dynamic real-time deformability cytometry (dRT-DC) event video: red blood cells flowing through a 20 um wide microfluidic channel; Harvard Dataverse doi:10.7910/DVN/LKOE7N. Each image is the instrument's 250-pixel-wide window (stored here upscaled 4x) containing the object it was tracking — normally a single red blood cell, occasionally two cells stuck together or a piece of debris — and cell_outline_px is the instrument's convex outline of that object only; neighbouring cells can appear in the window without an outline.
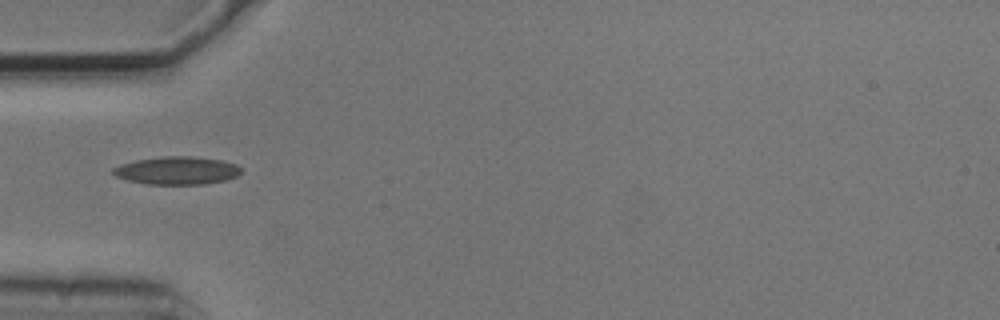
{"species": "common noctule bat (a hibernating species)", "species_latin": "Nyctalus noctula", "temperature_condition": "cold", "stored_images_in_passage": 38, "camera_frame_rate_fps": 3000, "um_per_image_px": 0.085, "animal": {"sex": "male", "body_mass_g": 20.5, "forearm_length_mm": 52.5}, "frame": {"image": 1, "passage_image": 1, "time_ms": 0.0, "image_size_px": [1000, 320], "cell_outline_px": [[244, 172], [236, 176], [224, 180], [204, 184], [148, 184], [128, 180], [116, 176], [112, 172], [112, 168], [120, 164], [136, 160], [160, 156], [188, 156], [220, 160], [236, 164], [244, 168]], "centroid_in_image_um": [15.06, 14.49], "position_along_channel_um": 69.9, "area_um2": 20.87}}
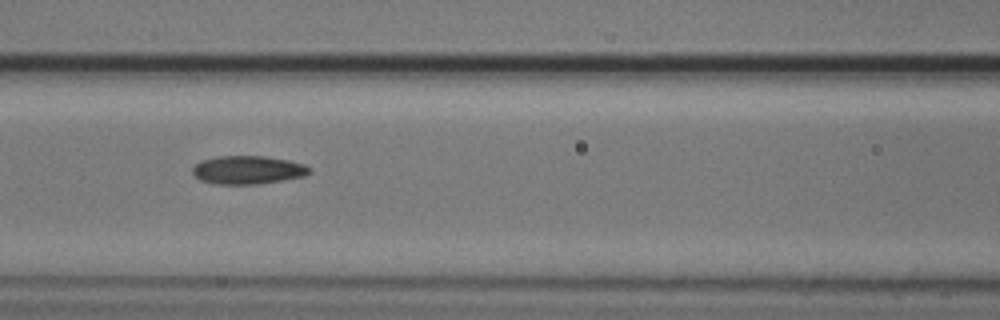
{"frame": {"image": 2, "passage_image": 7, "time_ms": 2.0, "image_size_px": [1000, 320], "cell_outline_px": [[312, 172], [304, 176], [260, 184], [212, 184], [200, 180], [192, 172], [192, 168], [196, 164], [204, 160], [216, 156], [264, 156], [288, 160], [304, 164], [312, 168]], "centroid_in_image_um": [21.09, 14.45], "position_along_channel_um": 145.5, "area_um2": 19.36}}
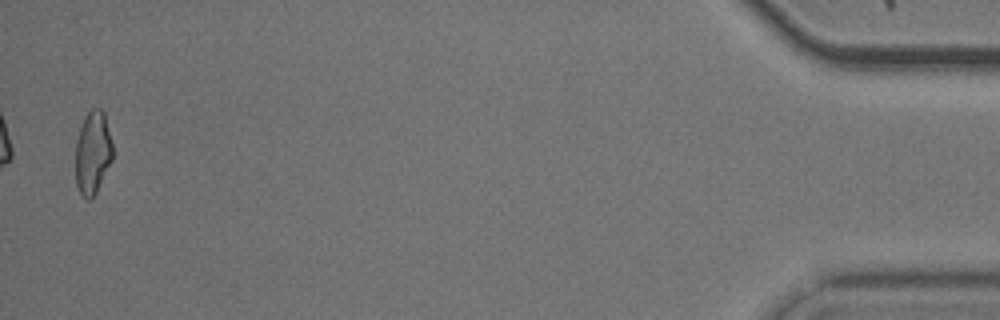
{"frame": {"image": 3, "passage_image": 37, "time_ms": 12.0, "image_size_px": [1000, 320], "cell_outline_px": [[112, 160], [96, 192], [88, 200], [84, 200], [80, 196], [76, 184], [76, 140], [84, 116], [92, 108], [100, 108], [104, 112], [112, 144]], "centroid_in_image_um": [7.87, 12.99], "position_along_channel_um": 427.3, "area_um2": 17.98}, "authors_computed_cell_mechanics": {"area_um2": 18.9006, "velocity_mm_per_s": 3.7278, "shape_relaxation_time_tau1_ms": 7.7772, "shape_relaxation_time_tau2_ms": 2.574, "deformation_change_tau1": 0.1656, "deformation_change_tau2": 0.0863}}